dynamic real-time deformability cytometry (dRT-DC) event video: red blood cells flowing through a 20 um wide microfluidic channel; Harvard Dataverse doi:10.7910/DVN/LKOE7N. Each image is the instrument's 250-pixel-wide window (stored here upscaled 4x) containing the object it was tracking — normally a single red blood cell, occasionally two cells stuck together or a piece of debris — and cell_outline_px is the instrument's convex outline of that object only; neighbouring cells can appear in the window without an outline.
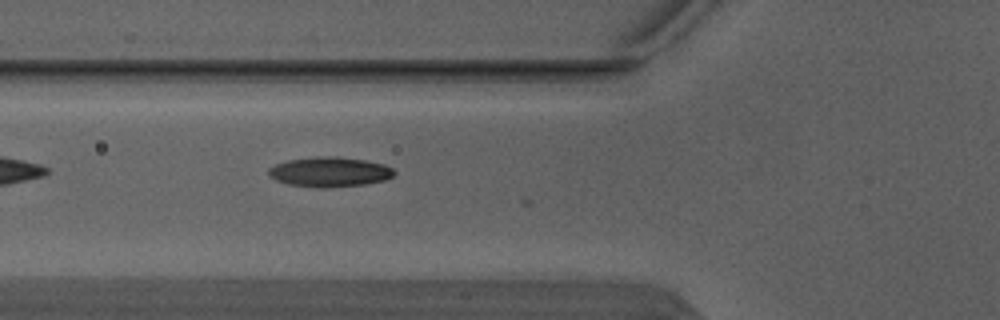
{"species": "Egyptian fruit bat (a non-hibernating species)", "species_latin": "Rousettus aegyptiacus", "temperature_condition": "warm", "stored_images_in_passage": 2, "camera_frame_rate_fps": 3000, "um_per_image_px": 0.085, "animal": {"sex": "male"}, "frame": {"image": 1, "passage_image": 2, "time_ms": 0.333, "image_size_px": [1000, 320], "cell_outline_px": [[396, 172], [392, 176], [384, 180], [364, 184], [324, 188], [320, 188], [288, 184], [276, 180], [268, 176], [268, 168], [276, 164], [288, 160], [316, 156], [340, 156], [364, 160], [384, 164], [392, 168]], "centroid_in_image_um": [28.0, 14.6], "position_along_channel_um": 97.8, "area_um2": 21.91}}